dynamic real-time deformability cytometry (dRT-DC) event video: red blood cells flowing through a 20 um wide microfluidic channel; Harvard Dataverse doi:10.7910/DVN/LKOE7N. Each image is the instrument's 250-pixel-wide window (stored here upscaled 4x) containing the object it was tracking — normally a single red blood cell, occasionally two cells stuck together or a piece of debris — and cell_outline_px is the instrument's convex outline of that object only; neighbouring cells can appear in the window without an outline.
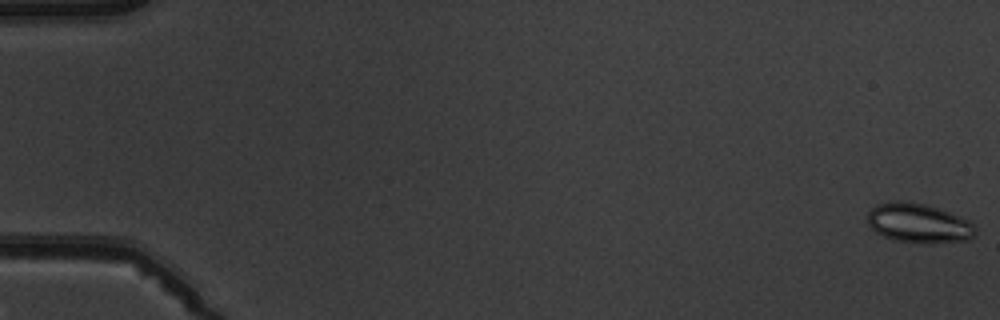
{"species": "common noctule bat (a hibernating species)", "species_latin": "Nyctalus noctula", "temperature_condition": "warm", "stored_images_in_passage": 6, "camera_frame_rate_fps": 3000, "um_per_image_px": 0.085, "animal": {"sex": "male", "body_mass_g": 19.5, "forearm_length_mm": 54.6}, "frame": {"image": 1, "passage_image": 1, "time_ms": 0.0, "image_size_px": [1000, 320], "cell_outline_px": [[976, 232], [968, 240], [932, 244], [928, 244], [892, 240], [876, 232], [868, 224], [868, 212], [876, 204], [896, 200], [900, 200], [924, 204], [960, 216], [968, 220], [976, 228]], "centroid_in_image_um": [78.07, 18.98], "position_along_channel_um": 6.9, "area_um2": 24.85}}